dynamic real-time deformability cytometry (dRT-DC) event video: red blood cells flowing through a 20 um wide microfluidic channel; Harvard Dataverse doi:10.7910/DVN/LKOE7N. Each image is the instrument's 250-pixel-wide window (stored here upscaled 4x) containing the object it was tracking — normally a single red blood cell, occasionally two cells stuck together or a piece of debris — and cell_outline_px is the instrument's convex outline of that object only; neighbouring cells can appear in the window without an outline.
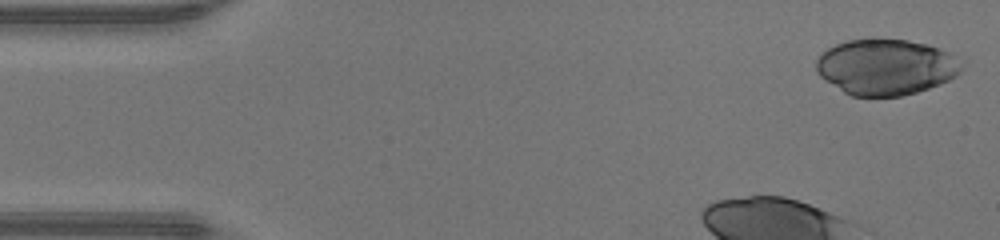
{"species": "human", "species_latin": "Homo sapiens", "temperature_condition": "warm", "stored_images_in_passage": 34, "camera_frame_rate_fps": 3000, "um_per_image_px": 0.085, "donor": {"sex": "male"}, "frame": {"image": 1, "passage_image": 1, "time_ms": 0.0, "image_size_px": [1000, 240], "cell_outline_px": [[968, 60], [964, 68], [956, 76], [940, 84], [916, 92], [900, 96], [852, 96], [844, 92], [824, 80], [816, 72], [816, 60], [828, 48], [836, 44], [848, 40], [908, 40], [928, 44]], "centroid_in_image_um": [75.37, 5.7], "position_along_channel_um": 9.6, "area_um2": 47.51}}